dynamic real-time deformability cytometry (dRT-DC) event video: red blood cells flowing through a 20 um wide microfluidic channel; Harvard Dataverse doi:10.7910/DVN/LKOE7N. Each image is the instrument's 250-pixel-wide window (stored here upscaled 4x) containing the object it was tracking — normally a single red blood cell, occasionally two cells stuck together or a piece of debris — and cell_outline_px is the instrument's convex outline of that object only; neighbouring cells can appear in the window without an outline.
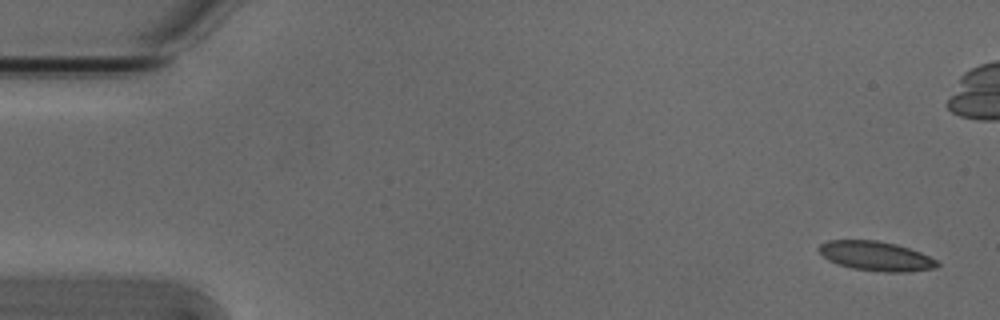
{"species": "Egyptian fruit bat (a non-hibernating species)", "species_latin": "Rousettus aegyptiacus", "temperature_condition": "cold", "stored_images_in_passage": 5, "camera_frame_rate_fps": 3000, "um_per_image_px": 0.085, "animal": {"sex": "male"}, "frame": {"image": 1, "passage_image": 1, "time_ms": 0.0, "image_size_px": [1000, 320], "cell_outline_px": [[940, 264], [936, 268], [908, 272], [884, 272], [852, 268], [836, 264], [828, 260], [816, 248], [820, 244], [828, 240], [876, 240], [896, 244], [920, 252], [936, 260]], "centroid_in_image_um": [74.44, 21.77], "position_along_channel_um": 10.6, "area_um2": 20.35}}